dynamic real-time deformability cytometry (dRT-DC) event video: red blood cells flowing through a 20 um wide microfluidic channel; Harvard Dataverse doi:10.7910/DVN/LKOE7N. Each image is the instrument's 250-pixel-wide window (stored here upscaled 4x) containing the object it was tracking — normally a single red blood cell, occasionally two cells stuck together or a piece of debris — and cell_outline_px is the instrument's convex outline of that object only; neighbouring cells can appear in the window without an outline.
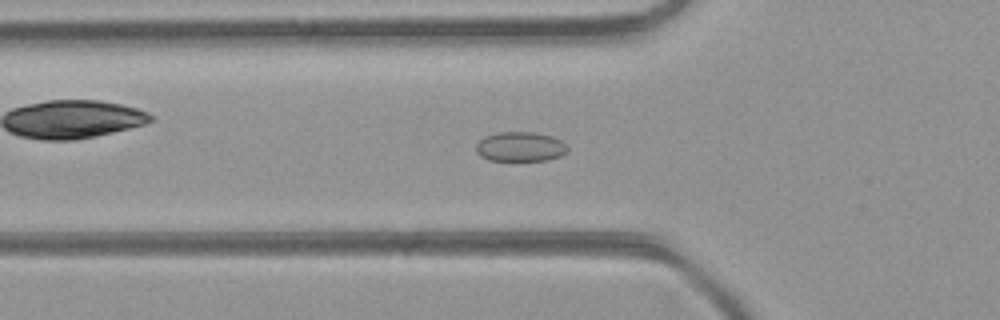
{"species": "common noctule bat (a hibernating species)", "species_latin": "Nyctalus noctula", "temperature_condition": "room temperature", "stored_images_in_passage": 39, "camera_frame_rate_fps": 3000, "um_per_image_px": 0.085, "animal": {"sex": "female", "body_mass_g": 21.9}, "frame": {"image": 1, "passage_image": 7, "time_ms": 2.0, "image_size_px": [1000, 320], "cell_outline_px": [[568, 148], [560, 156], [548, 160], [488, 160], [480, 156], [476, 152], [476, 144], [484, 136], [496, 132], [536, 132], [552, 136], [560, 140]], "centroid_in_image_um": [44.18, 12.46], "position_along_channel_um": 81.6, "area_um2": 15.78}}
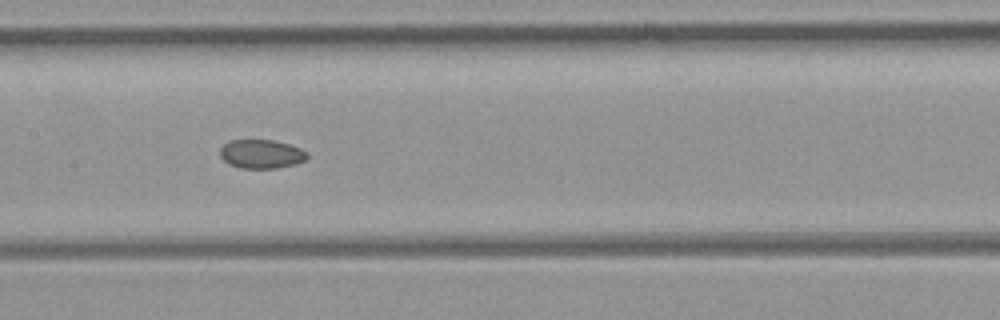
{"frame": {"image": 2, "passage_image": 14, "time_ms": 4.333, "image_size_px": [1000, 320], "cell_outline_px": [[308, 156], [304, 160], [296, 164], [276, 168], [240, 168], [228, 164], [220, 156], [220, 148], [228, 140], [276, 140], [300, 148], [308, 152]], "centroid_in_image_um": [22.2, 13.08], "position_along_channel_um": 185.2, "area_um2": 14.74}}
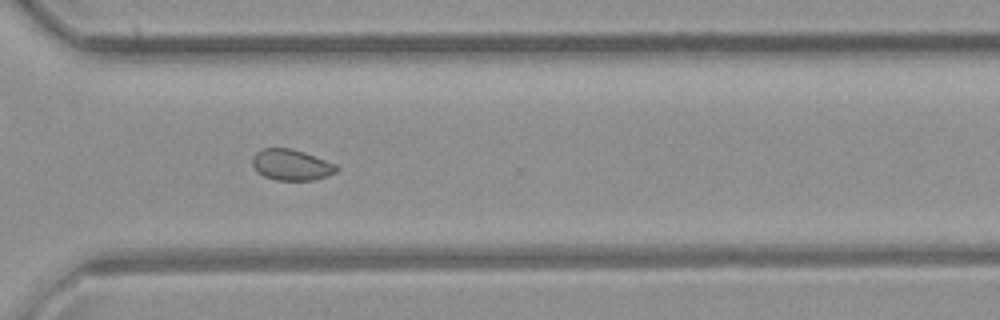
{"frame": {"image": 3, "passage_image": 25, "time_ms": 8.0, "image_size_px": [1000, 320], "cell_outline_px": [[340, 168], [336, 172], [312, 180], [276, 180], [264, 176], [256, 172], [252, 164], [252, 156], [256, 152], [264, 148], [288, 148], [304, 152], [336, 164]], "centroid_in_image_um": [24.73, 14.01], "position_along_channel_um": 345.9, "area_um2": 15.14}, "authors_computed_cell_mechanics": {"area_um2": 15.895, "velocity_mm_per_s": 4.393, "shape_relaxation_time_tau1_ms": null, "shape_relaxation_time_tau2_ms": 10.3605, "deformation_change_tau1": null, "deformation_change_tau2": 0.0921}}